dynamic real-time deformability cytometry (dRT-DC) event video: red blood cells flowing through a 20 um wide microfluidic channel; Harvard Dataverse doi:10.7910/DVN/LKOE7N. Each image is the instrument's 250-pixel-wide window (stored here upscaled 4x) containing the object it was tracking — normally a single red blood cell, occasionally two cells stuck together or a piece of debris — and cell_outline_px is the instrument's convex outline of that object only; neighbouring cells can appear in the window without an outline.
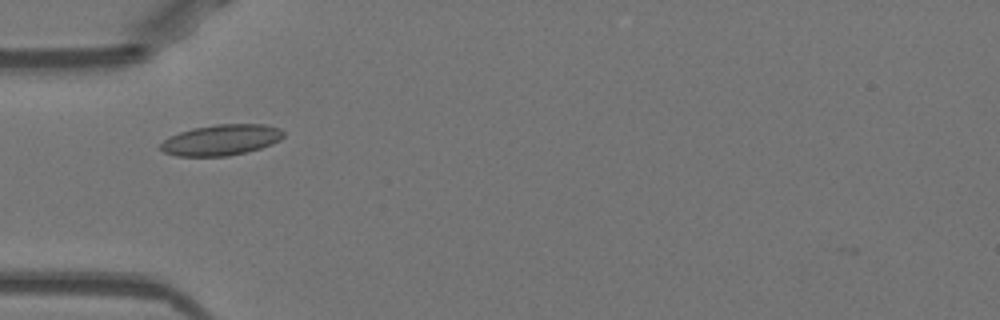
{"species": "Egyptian fruit bat (a non-hibernating species)", "species_latin": "Rousettus aegyptiacus", "temperature_condition": "warm", "stored_images_in_passage": 45, "camera_frame_rate_fps": 3000, "um_per_image_px": 0.085, "animal": {"sex": "female"}, "frame": {"image": 1, "passage_image": 10, "time_ms": 3.0, "image_size_px": [1000, 320], "cell_outline_px": [[284, 136], [280, 140], [272, 144], [260, 148], [228, 156], [176, 156], [164, 152], [160, 148], [160, 144], [168, 136], [192, 128], [216, 124], [264, 124], [280, 128], [284, 132]], "centroid_in_image_um": [18.8, 11.89], "position_along_channel_um": 66.2, "area_um2": 22.14}}
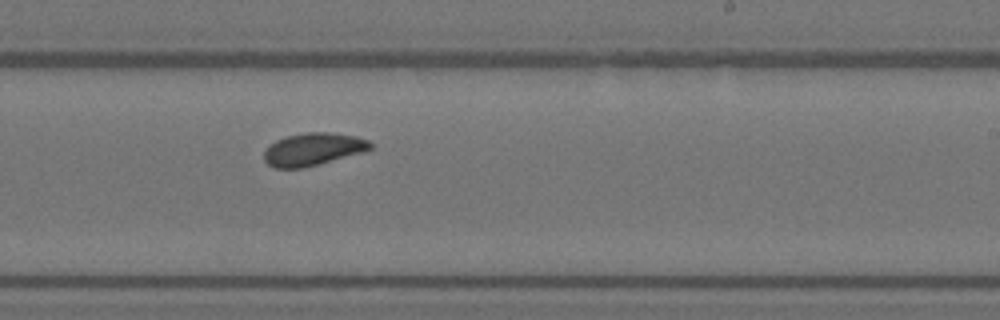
{"frame": {"image": 2, "passage_image": 25, "time_ms": 8.0, "image_size_px": [1000, 320], "cell_outline_px": [[372, 148], [364, 152], [320, 164], [304, 168], [272, 168], [264, 160], [264, 152], [276, 140], [288, 136], [308, 132], [328, 132], [356, 136], [368, 140], [372, 144]], "centroid_in_image_um": [26.63, 12.7], "position_along_channel_um": 262.4, "area_um2": 20.17}}
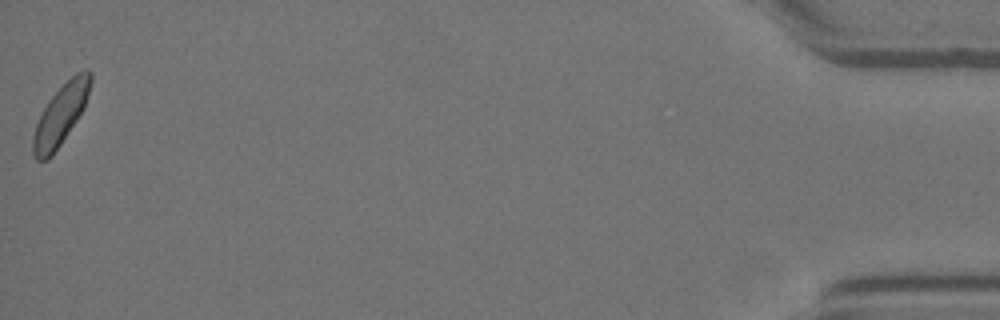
{"frame": {"image": 3, "passage_image": 45, "time_ms": 14.667, "image_size_px": [1000, 320], "cell_outline_px": [[92, 80], [84, 108], [52, 156], [48, 160], [36, 160], [32, 152], [32, 136], [36, 124], [48, 100], [76, 72], [84, 68], [88, 68], [92, 72]], "centroid_in_image_um": [5.16, 9.74], "position_along_channel_um": 430.0, "area_um2": 20.0}, "authors_computed_cell_mechanics": {"area_um2": 20.3456, "velocity_mm_per_s": 3.9356, "shape_relaxation_time_tau1_ms": 3.8521, "shape_relaxation_time_tau2_ms": 1.4179, "deformation_change_tau1": 0.102, "deformation_change_tau2": 0.0441}}